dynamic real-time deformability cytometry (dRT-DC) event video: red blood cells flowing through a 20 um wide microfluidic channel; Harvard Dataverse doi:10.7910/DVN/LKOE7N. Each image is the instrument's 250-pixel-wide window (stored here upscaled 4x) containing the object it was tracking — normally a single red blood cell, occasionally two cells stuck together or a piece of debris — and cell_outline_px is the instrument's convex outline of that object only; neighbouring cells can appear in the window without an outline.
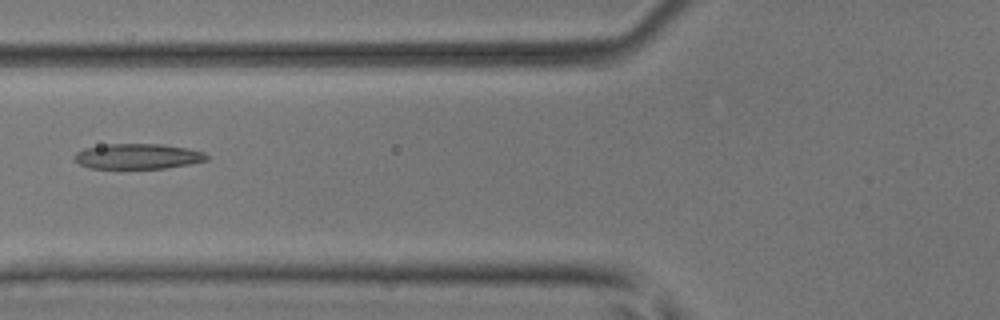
{"species": "common noctule bat (a hibernating species)", "species_latin": "Nyctalus noctula", "temperature_condition": "room temperature", "stored_images_in_passage": 3, "camera_frame_rate_fps": 3000, "um_per_image_px": 0.085, "animal": {"sex": "male", "body_mass_g": 17.9, "forearm_length_mm": 54.2}, "frame": {"image": 1, "passage_image": 3, "time_ms": 0.667, "image_size_px": [1000, 320], "cell_outline_px": [[208, 160], [188, 164], [164, 168], [88, 168], [80, 164], [72, 156], [76, 152], [84, 148], [108, 144], [160, 144], [188, 148], [204, 152], [208, 156]], "centroid_in_image_um": [11.7, 13.28], "position_along_channel_um": 114.1, "area_um2": 19.42}}